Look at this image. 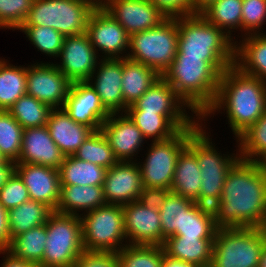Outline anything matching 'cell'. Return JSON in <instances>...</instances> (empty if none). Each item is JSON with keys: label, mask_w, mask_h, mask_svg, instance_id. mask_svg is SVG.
<instances>
[{"label": "cell", "mask_w": 266, "mask_h": 267, "mask_svg": "<svg viewBox=\"0 0 266 267\" xmlns=\"http://www.w3.org/2000/svg\"><path fill=\"white\" fill-rule=\"evenodd\" d=\"M218 228H266V174L254 161L239 159L228 171L212 207Z\"/></svg>", "instance_id": "obj_1"}, {"label": "cell", "mask_w": 266, "mask_h": 267, "mask_svg": "<svg viewBox=\"0 0 266 267\" xmlns=\"http://www.w3.org/2000/svg\"><path fill=\"white\" fill-rule=\"evenodd\" d=\"M234 64L235 61H202V58L184 57L177 51L162 77L192 112L203 118L216 99L220 75Z\"/></svg>", "instance_id": "obj_2"}, {"label": "cell", "mask_w": 266, "mask_h": 267, "mask_svg": "<svg viewBox=\"0 0 266 267\" xmlns=\"http://www.w3.org/2000/svg\"><path fill=\"white\" fill-rule=\"evenodd\" d=\"M226 106L230 126L239 137L266 112V82L243 73L237 66L221 75L214 104L203 115Z\"/></svg>", "instance_id": "obj_3"}, {"label": "cell", "mask_w": 266, "mask_h": 267, "mask_svg": "<svg viewBox=\"0 0 266 267\" xmlns=\"http://www.w3.org/2000/svg\"><path fill=\"white\" fill-rule=\"evenodd\" d=\"M229 33V34H228ZM227 33L201 14L178 18V52L202 61H236L235 47Z\"/></svg>", "instance_id": "obj_4"}, {"label": "cell", "mask_w": 266, "mask_h": 267, "mask_svg": "<svg viewBox=\"0 0 266 267\" xmlns=\"http://www.w3.org/2000/svg\"><path fill=\"white\" fill-rule=\"evenodd\" d=\"M266 228H218L213 242L211 267H258Z\"/></svg>", "instance_id": "obj_5"}, {"label": "cell", "mask_w": 266, "mask_h": 267, "mask_svg": "<svg viewBox=\"0 0 266 267\" xmlns=\"http://www.w3.org/2000/svg\"><path fill=\"white\" fill-rule=\"evenodd\" d=\"M178 18H167L159 26L130 35L132 54L124 56L153 68L160 76L177 55Z\"/></svg>", "instance_id": "obj_6"}, {"label": "cell", "mask_w": 266, "mask_h": 267, "mask_svg": "<svg viewBox=\"0 0 266 267\" xmlns=\"http://www.w3.org/2000/svg\"><path fill=\"white\" fill-rule=\"evenodd\" d=\"M198 125L194 123L189 128L181 129L166 140L153 141L145 164L140 165L142 185L148 195L170 191L177 158Z\"/></svg>", "instance_id": "obj_7"}, {"label": "cell", "mask_w": 266, "mask_h": 267, "mask_svg": "<svg viewBox=\"0 0 266 267\" xmlns=\"http://www.w3.org/2000/svg\"><path fill=\"white\" fill-rule=\"evenodd\" d=\"M80 218L55 211L49 215L42 267H73L84 252Z\"/></svg>", "instance_id": "obj_8"}, {"label": "cell", "mask_w": 266, "mask_h": 267, "mask_svg": "<svg viewBox=\"0 0 266 267\" xmlns=\"http://www.w3.org/2000/svg\"><path fill=\"white\" fill-rule=\"evenodd\" d=\"M95 8L84 0H34L22 26H45L64 37L85 34Z\"/></svg>", "instance_id": "obj_9"}, {"label": "cell", "mask_w": 266, "mask_h": 267, "mask_svg": "<svg viewBox=\"0 0 266 267\" xmlns=\"http://www.w3.org/2000/svg\"><path fill=\"white\" fill-rule=\"evenodd\" d=\"M210 143L199 126L190 134L187 147L195 154L201 170L199 204L213 207L221 198L228 171L240 158H223Z\"/></svg>", "instance_id": "obj_10"}, {"label": "cell", "mask_w": 266, "mask_h": 267, "mask_svg": "<svg viewBox=\"0 0 266 267\" xmlns=\"http://www.w3.org/2000/svg\"><path fill=\"white\" fill-rule=\"evenodd\" d=\"M80 220L84 251L118 252L122 248L119 243L126 238L122 205L105 204Z\"/></svg>", "instance_id": "obj_11"}, {"label": "cell", "mask_w": 266, "mask_h": 267, "mask_svg": "<svg viewBox=\"0 0 266 267\" xmlns=\"http://www.w3.org/2000/svg\"><path fill=\"white\" fill-rule=\"evenodd\" d=\"M124 232L131 238L130 245L162 246V231L159 207L148 197L122 205Z\"/></svg>", "instance_id": "obj_12"}, {"label": "cell", "mask_w": 266, "mask_h": 267, "mask_svg": "<svg viewBox=\"0 0 266 267\" xmlns=\"http://www.w3.org/2000/svg\"><path fill=\"white\" fill-rule=\"evenodd\" d=\"M129 160L118 161L106 170L103 183L106 204L124 205L149 196L142 185L140 166Z\"/></svg>", "instance_id": "obj_13"}, {"label": "cell", "mask_w": 266, "mask_h": 267, "mask_svg": "<svg viewBox=\"0 0 266 267\" xmlns=\"http://www.w3.org/2000/svg\"><path fill=\"white\" fill-rule=\"evenodd\" d=\"M181 103L186 105L174 91V88L161 76L126 110H142L143 112L163 114L178 130H181L189 128L195 123L180 109L179 104Z\"/></svg>", "instance_id": "obj_14"}, {"label": "cell", "mask_w": 266, "mask_h": 267, "mask_svg": "<svg viewBox=\"0 0 266 267\" xmlns=\"http://www.w3.org/2000/svg\"><path fill=\"white\" fill-rule=\"evenodd\" d=\"M26 94L56 109L64 105L71 82L56 64H38L26 68Z\"/></svg>", "instance_id": "obj_15"}, {"label": "cell", "mask_w": 266, "mask_h": 267, "mask_svg": "<svg viewBox=\"0 0 266 267\" xmlns=\"http://www.w3.org/2000/svg\"><path fill=\"white\" fill-rule=\"evenodd\" d=\"M62 108L73 121L93 131L100 130L103 122L110 116L90 81L72 82Z\"/></svg>", "instance_id": "obj_16"}, {"label": "cell", "mask_w": 266, "mask_h": 267, "mask_svg": "<svg viewBox=\"0 0 266 267\" xmlns=\"http://www.w3.org/2000/svg\"><path fill=\"white\" fill-rule=\"evenodd\" d=\"M107 1L103 9L108 12L129 35L155 28L167 19V17L148 0Z\"/></svg>", "instance_id": "obj_17"}, {"label": "cell", "mask_w": 266, "mask_h": 267, "mask_svg": "<svg viewBox=\"0 0 266 267\" xmlns=\"http://www.w3.org/2000/svg\"><path fill=\"white\" fill-rule=\"evenodd\" d=\"M95 52L86 33L66 36L58 55L62 57V65L56 67L71 83L90 81L97 66Z\"/></svg>", "instance_id": "obj_18"}, {"label": "cell", "mask_w": 266, "mask_h": 267, "mask_svg": "<svg viewBox=\"0 0 266 267\" xmlns=\"http://www.w3.org/2000/svg\"><path fill=\"white\" fill-rule=\"evenodd\" d=\"M86 34L96 51V46L108 54V59H118L119 53L129 47L130 35L103 8H95L89 16Z\"/></svg>", "instance_id": "obj_19"}, {"label": "cell", "mask_w": 266, "mask_h": 267, "mask_svg": "<svg viewBox=\"0 0 266 267\" xmlns=\"http://www.w3.org/2000/svg\"><path fill=\"white\" fill-rule=\"evenodd\" d=\"M15 172L28 189L30 200L38 201L55 211L61 191L59 170L36 164L16 163Z\"/></svg>", "instance_id": "obj_20"}, {"label": "cell", "mask_w": 266, "mask_h": 267, "mask_svg": "<svg viewBox=\"0 0 266 267\" xmlns=\"http://www.w3.org/2000/svg\"><path fill=\"white\" fill-rule=\"evenodd\" d=\"M65 155L51 138L47 125L23 131L21 153L17 163L43 165L59 169Z\"/></svg>", "instance_id": "obj_21"}, {"label": "cell", "mask_w": 266, "mask_h": 267, "mask_svg": "<svg viewBox=\"0 0 266 267\" xmlns=\"http://www.w3.org/2000/svg\"><path fill=\"white\" fill-rule=\"evenodd\" d=\"M115 115L116 113L110 114L100 130L107 138L118 161H126L134 156L144 136L128 115L113 118Z\"/></svg>", "instance_id": "obj_22"}, {"label": "cell", "mask_w": 266, "mask_h": 267, "mask_svg": "<svg viewBox=\"0 0 266 267\" xmlns=\"http://www.w3.org/2000/svg\"><path fill=\"white\" fill-rule=\"evenodd\" d=\"M51 138L65 156L74 155L83 142L94 132L73 121L64 109H52L47 121Z\"/></svg>", "instance_id": "obj_23"}, {"label": "cell", "mask_w": 266, "mask_h": 267, "mask_svg": "<svg viewBox=\"0 0 266 267\" xmlns=\"http://www.w3.org/2000/svg\"><path fill=\"white\" fill-rule=\"evenodd\" d=\"M95 85L91 87L100 97L104 108L110 113H119L123 109L122 95V58L101 61Z\"/></svg>", "instance_id": "obj_24"}, {"label": "cell", "mask_w": 266, "mask_h": 267, "mask_svg": "<svg viewBox=\"0 0 266 267\" xmlns=\"http://www.w3.org/2000/svg\"><path fill=\"white\" fill-rule=\"evenodd\" d=\"M215 238H191L170 236L165 240V254L173 259L207 267L212 262Z\"/></svg>", "instance_id": "obj_25"}, {"label": "cell", "mask_w": 266, "mask_h": 267, "mask_svg": "<svg viewBox=\"0 0 266 267\" xmlns=\"http://www.w3.org/2000/svg\"><path fill=\"white\" fill-rule=\"evenodd\" d=\"M161 76L151 67L122 58L123 110L134 104Z\"/></svg>", "instance_id": "obj_26"}, {"label": "cell", "mask_w": 266, "mask_h": 267, "mask_svg": "<svg viewBox=\"0 0 266 267\" xmlns=\"http://www.w3.org/2000/svg\"><path fill=\"white\" fill-rule=\"evenodd\" d=\"M201 180V170L197 158L186 146L177 158L170 191L199 204Z\"/></svg>", "instance_id": "obj_27"}, {"label": "cell", "mask_w": 266, "mask_h": 267, "mask_svg": "<svg viewBox=\"0 0 266 267\" xmlns=\"http://www.w3.org/2000/svg\"><path fill=\"white\" fill-rule=\"evenodd\" d=\"M150 196L156 201L159 207L163 246L168 237L174 236L177 229L182 228L184 212H186L195 201L171 191L157 192Z\"/></svg>", "instance_id": "obj_28"}, {"label": "cell", "mask_w": 266, "mask_h": 267, "mask_svg": "<svg viewBox=\"0 0 266 267\" xmlns=\"http://www.w3.org/2000/svg\"><path fill=\"white\" fill-rule=\"evenodd\" d=\"M105 204L103 185H65L61 186L60 199L55 212L78 215L74 209L92 211Z\"/></svg>", "instance_id": "obj_29"}, {"label": "cell", "mask_w": 266, "mask_h": 267, "mask_svg": "<svg viewBox=\"0 0 266 267\" xmlns=\"http://www.w3.org/2000/svg\"><path fill=\"white\" fill-rule=\"evenodd\" d=\"M245 43L235 47V66L243 73L266 80V35L249 34ZM240 56V57H239ZM237 58V59H236ZM241 59V61L239 60ZM239 61L242 63H239Z\"/></svg>", "instance_id": "obj_30"}, {"label": "cell", "mask_w": 266, "mask_h": 267, "mask_svg": "<svg viewBox=\"0 0 266 267\" xmlns=\"http://www.w3.org/2000/svg\"><path fill=\"white\" fill-rule=\"evenodd\" d=\"M58 170L61 186H99L104 183L107 169L70 155L65 156Z\"/></svg>", "instance_id": "obj_31"}, {"label": "cell", "mask_w": 266, "mask_h": 267, "mask_svg": "<svg viewBox=\"0 0 266 267\" xmlns=\"http://www.w3.org/2000/svg\"><path fill=\"white\" fill-rule=\"evenodd\" d=\"M46 239V225L42 224L15 236L7 251L17 259L42 267Z\"/></svg>", "instance_id": "obj_32"}, {"label": "cell", "mask_w": 266, "mask_h": 267, "mask_svg": "<svg viewBox=\"0 0 266 267\" xmlns=\"http://www.w3.org/2000/svg\"><path fill=\"white\" fill-rule=\"evenodd\" d=\"M53 211L44 203L29 200L8 210L10 235L12 239L34 227L46 224Z\"/></svg>", "instance_id": "obj_33"}, {"label": "cell", "mask_w": 266, "mask_h": 267, "mask_svg": "<svg viewBox=\"0 0 266 267\" xmlns=\"http://www.w3.org/2000/svg\"><path fill=\"white\" fill-rule=\"evenodd\" d=\"M217 229L213 208L195 202L184 212L182 228L174 236L215 238Z\"/></svg>", "instance_id": "obj_34"}, {"label": "cell", "mask_w": 266, "mask_h": 267, "mask_svg": "<svg viewBox=\"0 0 266 267\" xmlns=\"http://www.w3.org/2000/svg\"><path fill=\"white\" fill-rule=\"evenodd\" d=\"M26 68L7 66L0 61V110L8 111L10 107L26 94Z\"/></svg>", "instance_id": "obj_35"}, {"label": "cell", "mask_w": 266, "mask_h": 267, "mask_svg": "<svg viewBox=\"0 0 266 267\" xmlns=\"http://www.w3.org/2000/svg\"><path fill=\"white\" fill-rule=\"evenodd\" d=\"M52 108L34 97L25 94L8 110L24 129L47 125Z\"/></svg>", "instance_id": "obj_36"}, {"label": "cell", "mask_w": 266, "mask_h": 267, "mask_svg": "<svg viewBox=\"0 0 266 267\" xmlns=\"http://www.w3.org/2000/svg\"><path fill=\"white\" fill-rule=\"evenodd\" d=\"M73 156L106 169L111 168L118 162L107 138L101 130L94 131Z\"/></svg>", "instance_id": "obj_37"}, {"label": "cell", "mask_w": 266, "mask_h": 267, "mask_svg": "<svg viewBox=\"0 0 266 267\" xmlns=\"http://www.w3.org/2000/svg\"><path fill=\"white\" fill-rule=\"evenodd\" d=\"M124 246L117 252L119 267H161L165 254L163 246Z\"/></svg>", "instance_id": "obj_38"}, {"label": "cell", "mask_w": 266, "mask_h": 267, "mask_svg": "<svg viewBox=\"0 0 266 267\" xmlns=\"http://www.w3.org/2000/svg\"><path fill=\"white\" fill-rule=\"evenodd\" d=\"M126 113L142 132L144 138L154 136V141H162L179 131L163 114L142 110H126Z\"/></svg>", "instance_id": "obj_39"}, {"label": "cell", "mask_w": 266, "mask_h": 267, "mask_svg": "<svg viewBox=\"0 0 266 267\" xmlns=\"http://www.w3.org/2000/svg\"><path fill=\"white\" fill-rule=\"evenodd\" d=\"M243 0H216L201 15L211 24L223 28H241Z\"/></svg>", "instance_id": "obj_40"}, {"label": "cell", "mask_w": 266, "mask_h": 267, "mask_svg": "<svg viewBox=\"0 0 266 267\" xmlns=\"http://www.w3.org/2000/svg\"><path fill=\"white\" fill-rule=\"evenodd\" d=\"M23 131L8 111L0 110V152L6 160L15 163L19 160Z\"/></svg>", "instance_id": "obj_41"}, {"label": "cell", "mask_w": 266, "mask_h": 267, "mask_svg": "<svg viewBox=\"0 0 266 267\" xmlns=\"http://www.w3.org/2000/svg\"><path fill=\"white\" fill-rule=\"evenodd\" d=\"M238 139L241 140V156H239L241 160L254 161L252 159L254 155L259 157L266 151V112Z\"/></svg>", "instance_id": "obj_42"}, {"label": "cell", "mask_w": 266, "mask_h": 267, "mask_svg": "<svg viewBox=\"0 0 266 267\" xmlns=\"http://www.w3.org/2000/svg\"><path fill=\"white\" fill-rule=\"evenodd\" d=\"M19 29L43 53L51 56L60 54L65 38L60 32L45 26H21Z\"/></svg>", "instance_id": "obj_43"}, {"label": "cell", "mask_w": 266, "mask_h": 267, "mask_svg": "<svg viewBox=\"0 0 266 267\" xmlns=\"http://www.w3.org/2000/svg\"><path fill=\"white\" fill-rule=\"evenodd\" d=\"M34 0H0V27L19 29Z\"/></svg>", "instance_id": "obj_44"}, {"label": "cell", "mask_w": 266, "mask_h": 267, "mask_svg": "<svg viewBox=\"0 0 266 267\" xmlns=\"http://www.w3.org/2000/svg\"><path fill=\"white\" fill-rule=\"evenodd\" d=\"M29 200L28 189L20 176L14 172L0 189V203L10 210Z\"/></svg>", "instance_id": "obj_45"}, {"label": "cell", "mask_w": 266, "mask_h": 267, "mask_svg": "<svg viewBox=\"0 0 266 267\" xmlns=\"http://www.w3.org/2000/svg\"><path fill=\"white\" fill-rule=\"evenodd\" d=\"M266 18V0H243L241 28L254 32Z\"/></svg>", "instance_id": "obj_46"}, {"label": "cell", "mask_w": 266, "mask_h": 267, "mask_svg": "<svg viewBox=\"0 0 266 267\" xmlns=\"http://www.w3.org/2000/svg\"><path fill=\"white\" fill-rule=\"evenodd\" d=\"M73 267H119L117 252L84 251Z\"/></svg>", "instance_id": "obj_47"}, {"label": "cell", "mask_w": 266, "mask_h": 267, "mask_svg": "<svg viewBox=\"0 0 266 267\" xmlns=\"http://www.w3.org/2000/svg\"><path fill=\"white\" fill-rule=\"evenodd\" d=\"M152 2L167 18H180L196 15L191 0H148Z\"/></svg>", "instance_id": "obj_48"}, {"label": "cell", "mask_w": 266, "mask_h": 267, "mask_svg": "<svg viewBox=\"0 0 266 267\" xmlns=\"http://www.w3.org/2000/svg\"><path fill=\"white\" fill-rule=\"evenodd\" d=\"M12 242L10 235L8 210L0 203V252H6Z\"/></svg>", "instance_id": "obj_49"}, {"label": "cell", "mask_w": 266, "mask_h": 267, "mask_svg": "<svg viewBox=\"0 0 266 267\" xmlns=\"http://www.w3.org/2000/svg\"><path fill=\"white\" fill-rule=\"evenodd\" d=\"M15 166L16 163L9 160L0 164V189L15 172Z\"/></svg>", "instance_id": "obj_50"}, {"label": "cell", "mask_w": 266, "mask_h": 267, "mask_svg": "<svg viewBox=\"0 0 266 267\" xmlns=\"http://www.w3.org/2000/svg\"><path fill=\"white\" fill-rule=\"evenodd\" d=\"M6 260L2 264V267H38L35 264H31L27 261L17 259L7 252Z\"/></svg>", "instance_id": "obj_51"}, {"label": "cell", "mask_w": 266, "mask_h": 267, "mask_svg": "<svg viewBox=\"0 0 266 267\" xmlns=\"http://www.w3.org/2000/svg\"><path fill=\"white\" fill-rule=\"evenodd\" d=\"M161 267H199L193 263H188L184 261H180L177 259H173L166 254H164L163 262Z\"/></svg>", "instance_id": "obj_52"}, {"label": "cell", "mask_w": 266, "mask_h": 267, "mask_svg": "<svg viewBox=\"0 0 266 267\" xmlns=\"http://www.w3.org/2000/svg\"><path fill=\"white\" fill-rule=\"evenodd\" d=\"M191 1H192L193 12L195 14H201L216 0H191Z\"/></svg>", "instance_id": "obj_53"}, {"label": "cell", "mask_w": 266, "mask_h": 267, "mask_svg": "<svg viewBox=\"0 0 266 267\" xmlns=\"http://www.w3.org/2000/svg\"><path fill=\"white\" fill-rule=\"evenodd\" d=\"M263 157V158H262ZM260 158V159H259ZM259 158L254 159L257 166L266 174V151H264ZM258 159V160H257Z\"/></svg>", "instance_id": "obj_54"}, {"label": "cell", "mask_w": 266, "mask_h": 267, "mask_svg": "<svg viewBox=\"0 0 266 267\" xmlns=\"http://www.w3.org/2000/svg\"><path fill=\"white\" fill-rule=\"evenodd\" d=\"M87 1L89 4H91L94 8H103L105 1L102 2V0H84Z\"/></svg>", "instance_id": "obj_55"}, {"label": "cell", "mask_w": 266, "mask_h": 267, "mask_svg": "<svg viewBox=\"0 0 266 267\" xmlns=\"http://www.w3.org/2000/svg\"><path fill=\"white\" fill-rule=\"evenodd\" d=\"M258 267H266V243L264 245V249L261 254V258L259 260V266Z\"/></svg>", "instance_id": "obj_56"}, {"label": "cell", "mask_w": 266, "mask_h": 267, "mask_svg": "<svg viewBox=\"0 0 266 267\" xmlns=\"http://www.w3.org/2000/svg\"><path fill=\"white\" fill-rule=\"evenodd\" d=\"M6 161H7L6 158L0 152V164H4Z\"/></svg>", "instance_id": "obj_57"}]
</instances>
